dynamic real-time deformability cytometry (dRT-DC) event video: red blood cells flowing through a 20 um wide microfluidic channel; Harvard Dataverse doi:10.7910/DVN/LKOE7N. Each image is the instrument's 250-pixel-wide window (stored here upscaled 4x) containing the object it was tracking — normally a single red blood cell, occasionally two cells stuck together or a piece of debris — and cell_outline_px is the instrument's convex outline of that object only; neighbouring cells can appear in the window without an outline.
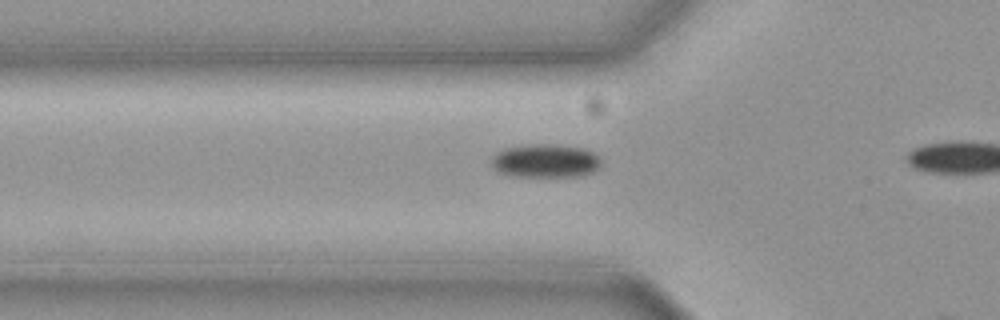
{"species": "common noctule bat (a hibernating species)", "species_latin": "Nyctalus noctula", "temperature_condition": "cold", "stored_images_in_passage": 8, "camera_frame_rate_fps": 3000, "um_per_image_px": 0.085, "animal": {"sex": "female", "body_mass_g": 19.3, "forearm_length_mm": 54.1}, "frame": {"image": 1, "passage_image": 7, "time_ms": 2.0, "image_size_px": [1000, 320], "cell_outline_px": [[600, 164], [592, 172], [580, 176], [516, 176], [500, 172], [492, 168], [492, 156], [504, 148], [536, 144], [548, 144], [584, 148], [600, 156]], "centroid_in_image_um": [46.36, 13.67], "position_along_channel_um": 79.4, "area_um2": 21.15}}